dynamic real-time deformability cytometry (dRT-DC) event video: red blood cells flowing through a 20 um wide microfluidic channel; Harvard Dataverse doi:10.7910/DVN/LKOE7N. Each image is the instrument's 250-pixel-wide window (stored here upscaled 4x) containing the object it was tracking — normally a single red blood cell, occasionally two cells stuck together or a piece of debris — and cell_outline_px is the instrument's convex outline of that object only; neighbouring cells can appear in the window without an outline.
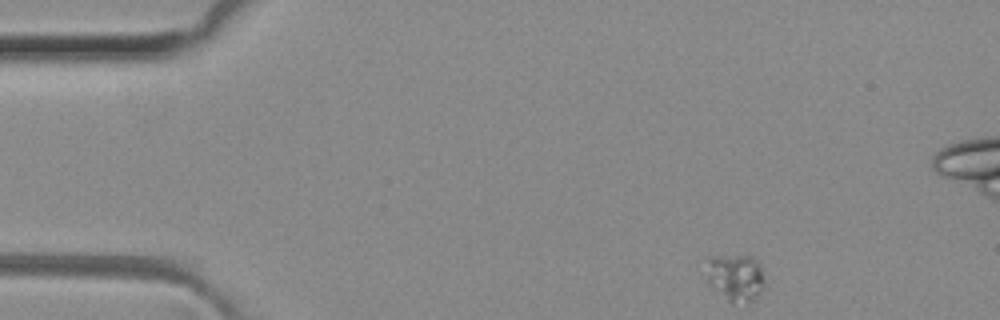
{"species": "common noctule bat (a hibernating species)", "species_latin": "Nyctalus noctula", "temperature_condition": "room temperature", "stored_images_in_passage": 46, "camera_frame_rate_fps": 3000, "um_per_image_px": 0.085, "animal": {"sex": "female", "body_mass_g": 29.2, "forearm_length_mm": 56.3}, "frame": {"image": 1, "passage_image": 1, "time_ms": 0.0, "image_size_px": [1000, 320], "cell_outline_px": [[764, 288], [756, 300], [748, 304], [732, 304], [708, 284], [708, 256], [752, 256], [760, 264], [764, 276]], "centroid_in_image_um": [62.57, 23.64], "position_along_channel_um": 22.4, "area_um2": 16.36}}
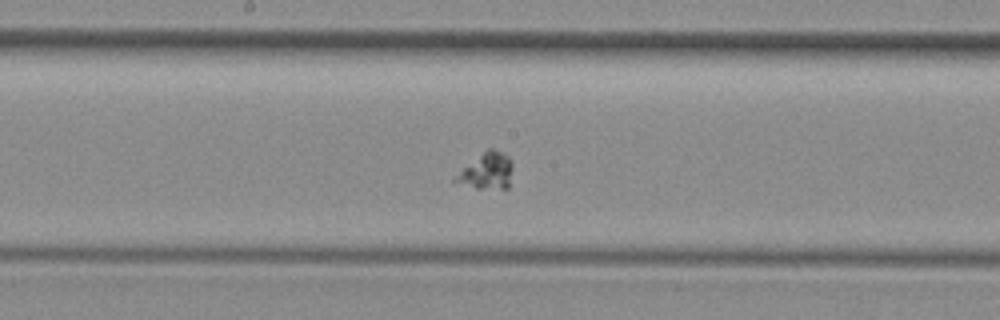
{"frame": {"image": 2, "passage_image": 21, "time_ms": 6.667, "image_size_px": [1000, 320], "cell_outline_px": [[512, 168], [508, 188], [476, 188], [452, 180], [464, 168], [488, 148], [492, 148], [508, 156], [512, 160]], "centroid_in_image_um": [41.42, 14.53], "position_along_channel_um": 206.8, "area_um2": 11.62}}
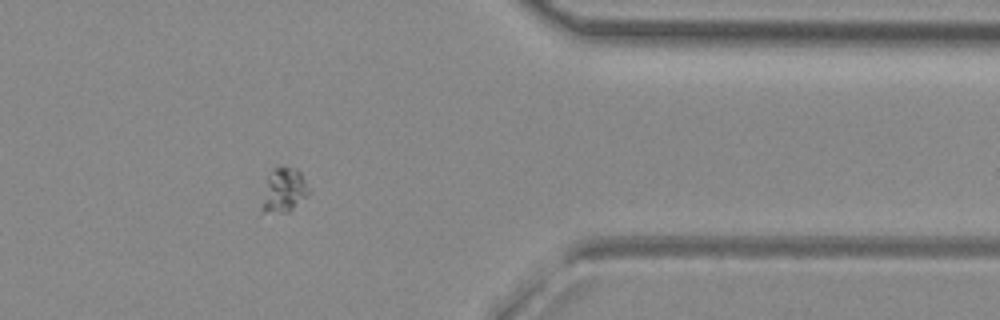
{"frame": {"image": 3, "passage_image": 36, "time_ms": 11.667, "image_size_px": [1000, 320], "cell_outline_px": [[312, 192], [308, 196], [288, 212], [264, 212], [264, 200], [268, 180], [272, 168], [280, 164], [296, 168], [300, 172]], "centroid_in_image_um": [24.23, 16.1], "position_along_channel_um": 387.2, "area_um2": 11.85}}